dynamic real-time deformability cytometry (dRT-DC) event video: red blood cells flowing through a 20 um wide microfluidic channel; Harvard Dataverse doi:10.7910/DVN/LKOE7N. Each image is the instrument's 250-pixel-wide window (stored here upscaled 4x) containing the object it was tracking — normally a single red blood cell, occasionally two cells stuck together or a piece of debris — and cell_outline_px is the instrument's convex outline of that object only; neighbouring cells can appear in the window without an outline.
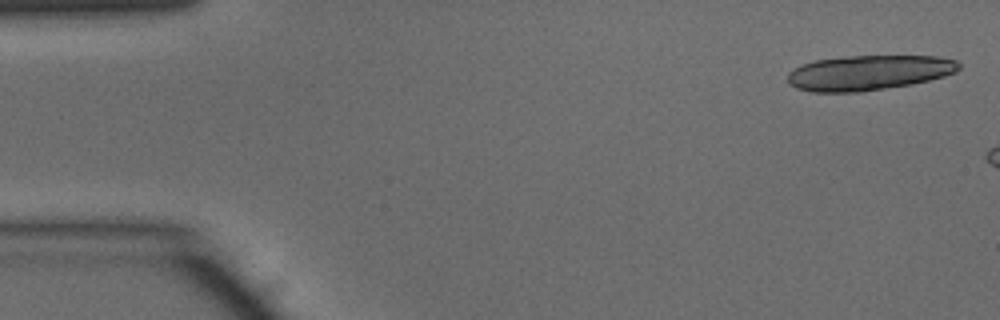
{"species": "common noctule bat (a hibernating species)", "species_latin": "Nyctalus noctula", "temperature_condition": "warm", "stored_images_in_passage": 5, "camera_frame_rate_fps": 3000, "um_per_image_px": 0.085, "animal": {"sex": "male", "body_mass_g": 15.6}, "frame": {"image": 1, "passage_image": 1, "time_ms": 0.0, "image_size_px": [1000, 320], "cell_outline_px": [[960, 68], [956, 72], [944, 76], [928, 80], [908, 84], [864, 92], [812, 92], [796, 88], [788, 84], [788, 72], [804, 64], [816, 60], [852, 56], [936, 56], [956, 60], [960, 64]], "centroid_in_image_um": [73.83, 6.18], "position_along_channel_um": 11.2, "area_um2": 34.74}}